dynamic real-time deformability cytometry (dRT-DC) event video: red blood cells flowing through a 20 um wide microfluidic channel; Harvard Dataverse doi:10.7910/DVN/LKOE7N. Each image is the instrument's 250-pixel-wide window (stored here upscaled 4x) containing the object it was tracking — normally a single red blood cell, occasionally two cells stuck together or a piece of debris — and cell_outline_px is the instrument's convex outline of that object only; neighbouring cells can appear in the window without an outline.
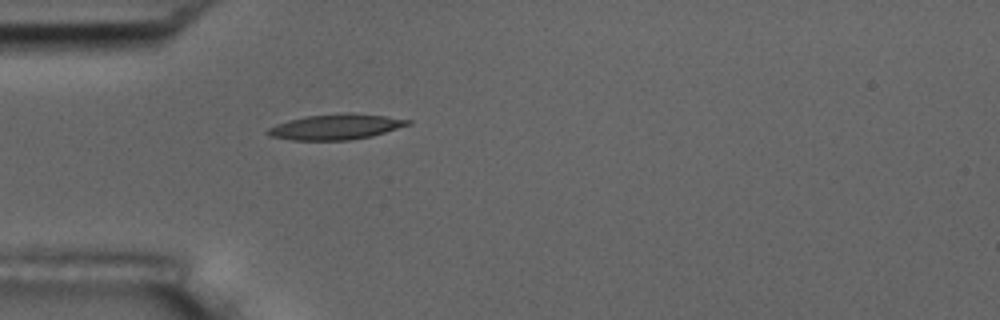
{"species": "common noctule bat (a hibernating species)", "species_latin": "Nyctalus noctula", "temperature_condition": "room temperature", "stored_images_in_passage": 3, "camera_frame_rate_fps": 3000, "um_per_image_px": 0.085, "animal": {"sex": "male", "body_mass_g": 17.5, "forearm_length_mm": 52.3}, "frame": {"image": 1, "passage_image": 3, "time_ms": 2.333, "image_size_px": [1000, 320], "cell_outline_px": [[412, 124], [372, 136], [348, 140], [292, 140], [268, 136], [264, 132], [268, 128], [276, 124], [288, 120], [308, 116], [344, 112], [352, 112], [388, 116], [412, 120]], "centroid_in_image_um": [28.56, 10.77], "position_along_channel_um": 56.4, "area_um2": 21.04}}